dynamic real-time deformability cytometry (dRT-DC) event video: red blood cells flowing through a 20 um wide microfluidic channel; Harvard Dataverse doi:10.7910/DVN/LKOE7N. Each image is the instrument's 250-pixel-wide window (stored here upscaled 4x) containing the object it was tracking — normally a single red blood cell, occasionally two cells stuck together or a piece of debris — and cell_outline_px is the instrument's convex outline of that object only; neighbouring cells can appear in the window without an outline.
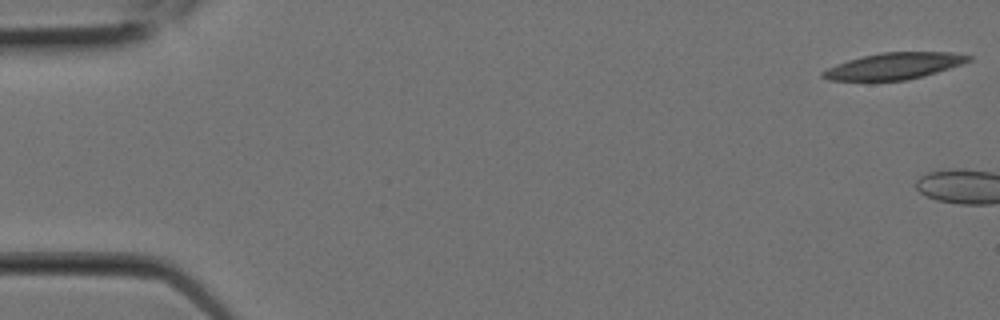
{"species": "Egyptian fruit bat (a non-hibernating species)", "species_latin": "Rousettus aegyptiacus", "temperature_condition": "room temperature", "stored_images_in_passage": 2, "camera_frame_rate_fps": 3000, "um_per_image_px": 0.085, "animal": {"sex": "female"}, "frame": {"image": 1, "passage_image": 1, "time_ms": 0.0, "image_size_px": [1000, 320], "cell_outline_px": [[972, 60], [964, 64], [924, 76], [904, 80], [828, 80], [820, 76], [820, 72], [836, 64], [848, 60], [880, 52], [952, 52], [972, 56]], "centroid_in_image_um": [76.03, 5.6], "position_along_channel_um": 9.0, "area_um2": 22.48}}